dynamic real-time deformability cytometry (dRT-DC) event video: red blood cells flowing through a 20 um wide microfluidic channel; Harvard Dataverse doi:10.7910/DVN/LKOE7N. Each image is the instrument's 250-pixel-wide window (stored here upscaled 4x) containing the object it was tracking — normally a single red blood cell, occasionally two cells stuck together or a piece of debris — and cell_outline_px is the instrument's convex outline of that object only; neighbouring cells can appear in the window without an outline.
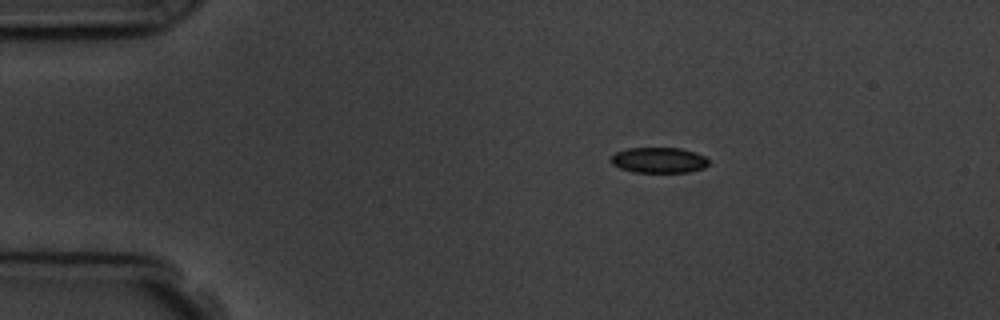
{"species": "common noctule bat (a hibernating species)", "species_latin": "Nyctalus noctula", "temperature_condition": "room temperature", "stored_images_in_passage": 5, "camera_frame_rate_fps": 3000, "um_per_image_px": 0.085, "animal": {"sex": "male", "body_mass_g": 19.5, "forearm_length_mm": 54.6}, "frame": {"image": 1, "passage_image": 1, "time_ms": 0.0, "image_size_px": [1000, 320], "cell_outline_px": [[708, 164], [704, 168], [688, 172], [636, 172], [620, 168], [612, 164], [612, 156], [616, 152], [628, 148], [680, 148], [696, 152], [704, 156], [708, 160]], "centroid_in_image_um": [56.02, 13.61], "position_along_channel_um": 29.0, "area_um2": 14.45}}
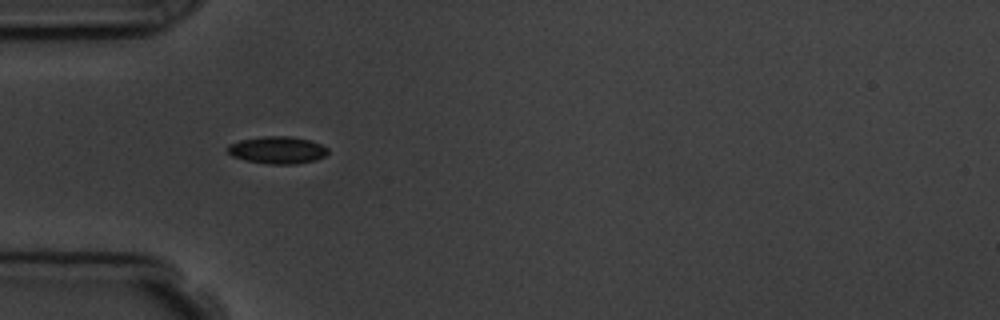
{"frame": {"image": 2, "passage_image": 3, "time_ms": 2.333, "image_size_px": [1000, 320], "cell_outline_px": [[328, 152], [324, 156], [316, 160], [296, 164], [268, 164], [244, 160], [232, 156], [224, 148], [228, 144], [240, 140], [264, 136], [292, 136], [308, 140], [320, 144], [328, 148]], "centroid_in_image_um": [23.54, 12.75], "position_along_channel_um": 61.5, "area_um2": 16.07}}